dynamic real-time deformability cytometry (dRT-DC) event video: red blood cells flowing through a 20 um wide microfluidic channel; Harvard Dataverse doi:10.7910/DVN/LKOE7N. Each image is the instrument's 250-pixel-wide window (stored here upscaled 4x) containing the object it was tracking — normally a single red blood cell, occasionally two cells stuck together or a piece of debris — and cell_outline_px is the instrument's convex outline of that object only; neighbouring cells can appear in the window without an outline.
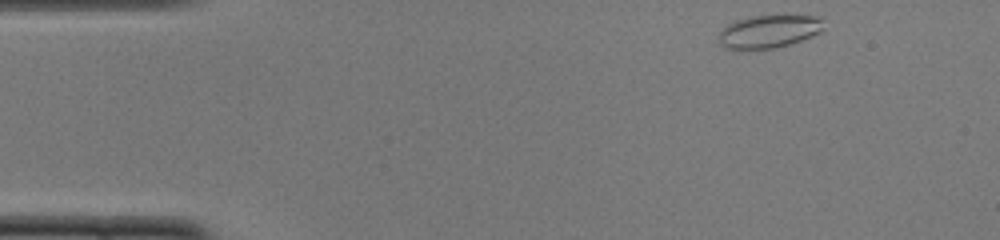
{"species": "common noctule bat (a hibernating species)", "species_latin": "Nyctalus noctula", "temperature_condition": "cold", "stored_images_in_passage": 45, "camera_frame_rate_fps": 3000, "um_per_image_px": 0.085, "animal": {"sex": "female", "body_mass_g": 22.0, "forearm_length_mm": 56.7}, "frame": {"image": 1, "passage_image": 1, "time_ms": 0.0, "image_size_px": [1000, 240], "cell_outline_px": [[824, 16], [820, 32], [812, 36], [792, 44], [772, 48], [736, 52], [724, 48], [720, 44], [720, 32], [728, 24], [736, 20], [748, 16]], "centroid_in_image_um": [65.31, 2.71], "position_along_channel_um": 19.7, "area_um2": 20.52}}
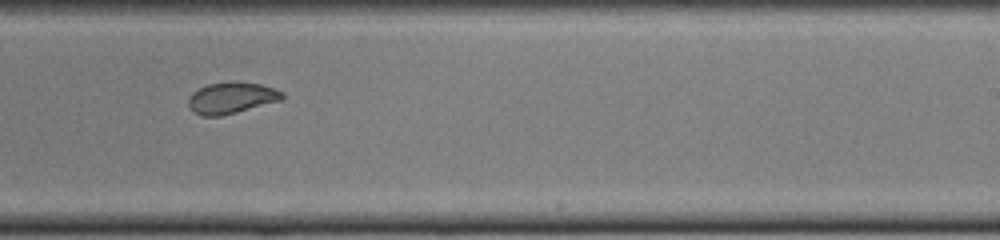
{"frame": {"image": 2, "passage_image": 26, "time_ms": 8.333, "image_size_px": [1000, 240], "cell_outline_px": [[284, 96], [280, 100], [236, 112], [220, 116], [200, 116], [188, 104], [188, 100], [192, 92], [208, 84], [260, 84], [284, 92]], "centroid_in_image_um": [19.65, 8.36], "position_along_channel_um": 269.3, "area_um2": 16.24}}
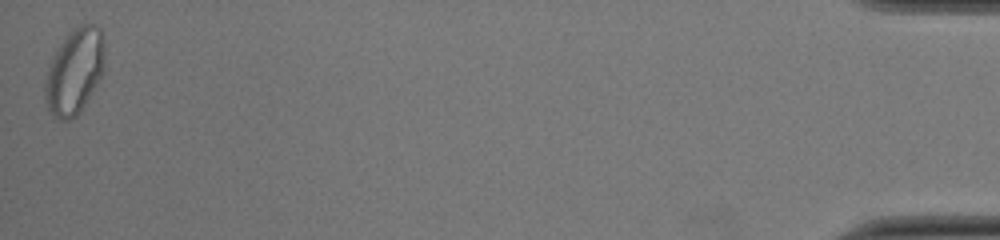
{"frame": {"image": 3, "passage_image": 45, "time_ms": 14.667, "image_size_px": [1000, 240], "cell_outline_px": [[104, 72], [80, 112], [76, 116], [68, 120], [60, 120], [48, 112], [44, 100], [44, 84], [48, 68], [52, 56], [56, 48], [68, 32], [72, 28], [80, 24], [96, 24], [104, 32]], "centroid_in_image_um": [6.33, 6.04], "position_along_channel_um": 428.9, "area_um2": 30.4}, "authors_computed_cell_mechanics": {"area_um2": 19.1318, "velocity_mm_per_s": 3.9798, "shape_relaxation_time_tau1_ms": 8.9072, "shape_relaxation_time_tau2_ms": 1.1251, "deformation_change_tau1": 0.1635, "deformation_change_tau2": 0.062}}